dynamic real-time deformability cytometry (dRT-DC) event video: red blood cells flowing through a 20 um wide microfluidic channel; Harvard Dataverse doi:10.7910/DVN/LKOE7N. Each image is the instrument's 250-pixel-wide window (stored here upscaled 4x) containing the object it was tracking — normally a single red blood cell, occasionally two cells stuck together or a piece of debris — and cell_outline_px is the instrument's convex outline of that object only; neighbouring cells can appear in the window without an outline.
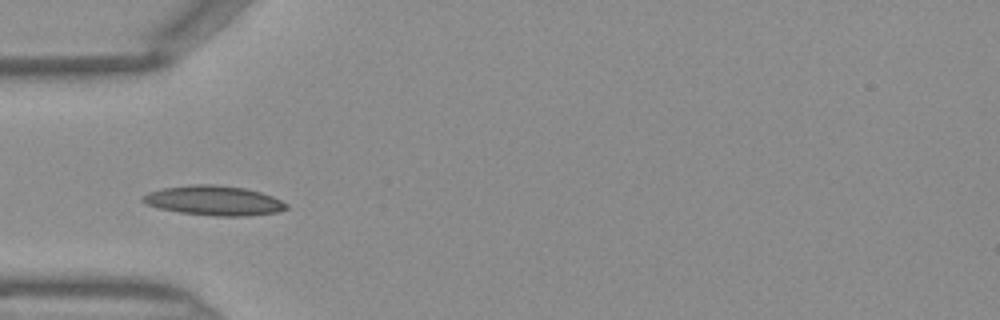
{"species": "Egyptian fruit bat (a non-hibernating species)", "species_latin": "Rousettus aegyptiacus", "temperature_condition": "warm", "stored_images_in_passage": 42, "camera_frame_rate_fps": 3000, "um_per_image_px": 0.085, "frame": {"image": 1, "passage_image": 11, "time_ms": 3.333, "image_size_px": [1000, 320], "cell_outline_px": [[288, 208], [276, 212], [248, 216], [212, 216], [180, 212], [160, 208], [144, 204], [140, 200], [148, 192], [164, 188], [192, 184], [216, 184], [244, 188], [260, 192], [272, 196], [288, 204]], "centroid_in_image_um": [18.18, 17.05], "position_along_channel_um": 66.8, "area_um2": 24.8}}